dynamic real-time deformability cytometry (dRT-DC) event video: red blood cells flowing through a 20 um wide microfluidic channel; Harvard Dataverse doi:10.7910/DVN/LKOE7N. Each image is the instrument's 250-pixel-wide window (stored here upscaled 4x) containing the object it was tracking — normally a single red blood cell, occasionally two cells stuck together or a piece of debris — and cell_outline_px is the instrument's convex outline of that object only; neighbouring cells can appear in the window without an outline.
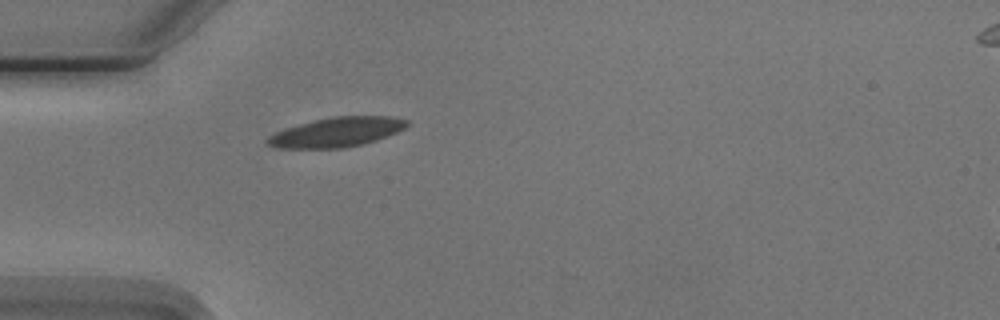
{"species": "Egyptian fruit bat (a non-hibernating species)", "species_latin": "Rousettus aegyptiacus", "temperature_condition": "cold", "stored_images_in_passage": 1, "camera_frame_rate_fps": 3000, "um_per_image_px": 0.085, "animal": {"sex": "male"}, "frame": {"image": 1, "passage_image": 1, "time_ms": 0.0, "image_size_px": [1000, 320], "cell_outline_px": [[408, 124], [404, 128], [396, 132], [376, 140], [360, 144], [340, 148], [280, 148], [268, 144], [268, 136], [276, 132], [312, 120], [332, 116], [388, 116], [408, 120]], "centroid_in_image_um": [28.63, 11.22], "position_along_channel_um": 56.4, "area_um2": 23.58}}